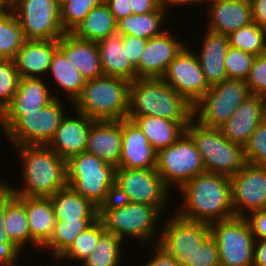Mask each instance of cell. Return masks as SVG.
Wrapping results in <instances>:
<instances>
[{
  "label": "cell",
  "mask_w": 266,
  "mask_h": 266,
  "mask_svg": "<svg viewBox=\"0 0 266 266\" xmlns=\"http://www.w3.org/2000/svg\"><path fill=\"white\" fill-rule=\"evenodd\" d=\"M169 191L155 168H116L113 198L117 200L166 209Z\"/></svg>",
  "instance_id": "obj_9"
},
{
  "label": "cell",
  "mask_w": 266,
  "mask_h": 266,
  "mask_svg": "<svg viewBox=\"0 0 266 266\" xmlns=\"http://www.w3.org/2000/svg\"><path fill=\"white\" fill-rule=\"evenodd\" d=\"M13 192L9 190L3 183L0 185V242L12 243L4 228L5 203L13 196Z\"/></svg>",
  "instance_id": "obj_50"
},
{
  "label": "cell",
  "mask_w": 266,
  "mask_h": 266,
  "mask_svg": "<svg viewBox=\"0 0 266 266\" xmlns=\"http://www.w3.org/2000/svg\"><path fill=\"white\" fill-rule=\"evenodd\" d=\"M22 251L13 243L0 242V266H16Z\"/></svg>",
  "instance_id": "obj_49"
},
{
  "label": "cell",
  "mask_w": 266,
  "mask_h": 266,
  "mask_svg": "<svg viewBox=\"0 0 266 266\" xmlns=\"http://www.w3.org/2000/svg\"><path fill=\"white\" fill-rule=\"evenodd\" d=\"M168 30L149 38L136 69L137 78H162L170 62L186 45Z\"/></svg>",
  "instance_id": "obj_18"
},
{
  "label": "cell",
  "mask_w": 266,
  "mask_h": 266,
  "mask_svg": "<svg viewBox=\"0 0 266 266\" xmlns=\"http://www.w3.org/2000/svg\"><path fill=\"white\" fill-rule=\"evenodd\" d=\"M55 98L44 108L25 113L6 133L13 147L47 145L65 117L64 104Z\"/></svg>",
  "instance_id": "obj_13"
},
{
  "label": "cell",
  "mask_w": 266,
  "mask_h": 266,
  "mask_svg": "<svg viewBox=\"0 0 266 266\" xmlns=\"http://www.w3.org/2000/svg\"><path fill=\"white\" fill-rule=\"evenodd\" d=\"M168 218L161 228L158 244L182 266L187 256L210 234V226L204 222L183 219L176 213Z\"/></svg>",
  "instance_id": "obj_16"
},
{
  "label": "cell",
  "mask_w": 266,
  "mask_h": 266,
  "mask_svg": "<svg viewBox=\"0 0 266 266\" xmlns=\"http://www.w3.org/2000/svg\"><path fill=\"white\" fill-rule=\"evenodd\" d=\"M107 5L116 22L132 14L130 0H110Z\"/></svg>",
  "instance_id": "obj_52"
},
{
  "label": "cell",
  "mask_w": 266,
  "mask_h": 266,
  "mask_svg": "<svg viewBox=\"0 0 266 266\" xmlns=\"http://www.w3.org/2000/svg\"><path fill=\"white\" fill-rule=\"evenodd\" d=\"M264 118L263 97L251 95L238 106L219 129L230 142L244 147Z\"/></svg>",
  "instance_id": "obj_21"
},
{
  "label": "cell",
  "mask_w": 266,
  "mask_h": 266,
  "mask_svg": "<svg viewBox=\"0 0 266 266\" xmlns=\"http://www.w3.org/2000/svg\"><path fill=\"white\" fill-rule=\"evenodd\" d=\"M210 226L220 266H253L255 239L244 217L216 221Z\"/></svg>",
  "instance_id": "obj_11"
},
{
  "label": "cell",
  "mask_w": 266,
  "mask_h": 266,
  "mask_svg": "<svg viewBox=\"0 0 266 266\" xmlns=\"http://www.w3.org/2000/svg\"><path fill=\"white\" fill-rule=\"evenodd\" d=\"M105 232L102 221L98 218L90 227L76 237L70 248L57 260L71 259L81 264L95 249L100 236Z\"/></svg>",
  "instance_id": "obj_39"
},
{
  "label": "cell",
  "mask_w": 266,
  "mask_h": 266,
  "mask_svg": "<svg viewBox=\"0 0 266 266\" xmlns=\"http://www.w3.org/2000/svg\"><path fill=\"white\" fill-rule=\"evenodd\" d=\"M24 205L31 234V244L42 248L52 237L56 218L49 197L16 196Z\"/></svg>",
  "instance_id": "obj_27"
},
{
  "label": "cell",
  "mask_w": 266,
  "mask_h": 266,
  "mask_svg": "<svg viewBox=\"0 0 266 266\" xmlns=\"http://www.w3.org/2000/svg\"><path fill=\"white\" fill-rule=\"evenodd\" d=\"M50 90L41 77L20 78L12 102L0 117L1 132L5 134L25 113L36 112L58 98L57 95L51 94L53 92Z\"/></svg>",
  "instance_id": "obj_17"
},
{
  "label": "cell",
  "mask_w": 266,
  "mask_h": 266,
  "mask_svg": "<svg viewBox=\"0 0 266 266\" xmlns=\"http://www.w3.org/2000/svg\"><path fill=\"white\" fill-rule=\"evenodd\" d=\"M185 45L170 62L162 79L194 106L209 90L197 55Z\"/></svg>",
  "instance_id": "obj_14"
},
{
  "label": "cell",
  "mask_w": 266,
  "mask_h": 266,
  "mask_svg": "<svg viewBox=\"0 0 266 266\" xmlns=\"http://www.w3.org/2000/svg\"><path fill=\"white\" fill-rule=\"evenodd\" d=\"M4 228L10 241L21 251L31 244V234L25 205L13 195L5 203Z\"/></svg>",
  "instance_id": "obj_33"
},
{
  "label": "cell",
  "mask_w": 266,
  "mask_h": 266,
  "mask_svg": "<svg viewBox=\"0 0 266 266\" xmlns=\"http://www.w3.org/2000/svg\"><path fill=\"white\" fill-rule=\"evenodd\" d=\"M48 73L51 74L50 76L55 80V83L61 88L60 90H63V93H66L65 95L68 94L67 98L72 100V103L81 94L86 80L68 62L59 49L55 51L52 57Z\"/></svg>",
  "instance_id": "obj_34"
},
{
  "label": "cell",
  "mask_w": 266,
  "mask_h": 266,
  "mask_svg": "<svg viewBox=\"0 0 266 266\" xmlns=\"http://www.w3.org/2000/svg\"><path fill=\"white\" fill-rule=\"evenodd\" d=\"M230 181L231 202L235 217H246L248 213L266 209L265 166L247 163L230 177Z\"/></svg>",
  "instance_id": "obj_15"
},
{
  "label": "cell",
  "mask_w": 266,
  "mask_h": 266,
  "mask_svg": "<svg viewBox=\"0 0 266 266\" xmlns=\"http://www.w3.org/2000/svg\"><path fill=\"white\" fill-rule=\"evenodd\" d=\"M25 41L21 26L9 9L0 16V59H13Z\"/></svg>",
  "instance_id": "obj_37"
},
{
  "label": "cell",
  "mask_w": 266,
  "mask_h": 266,
  "mask_svg": "<svg viewBox=\"0 0 266 266\" xmlns=\"http://www.w3.org/2000/svg\"><path fill=\"white\" fill-rule=\"evenodd\" d=\"M253 266H266V239L255 240Z\"/></svg>",
  "instance_id": "obj_54"
},
{
  "label": "cell",
  "mask_w": 266,
  "mask_h": 266,
  "mask_svg": "<svg viewBox=\"0 0 266 266\" xmlns=\"http://www.w3.org/2000/svg\"><path fill=\"white\" fill-rule=\"evenodd\" d=\"M244 218L249 223L255 240L266 239V209L251 212Z\"/></svg>",
  "instance_id": "obj_47"
},
{
  "label": "cell",
  "mask_w": 266,
  "mask_h": 266,
  "mask_svg": "<svg viewBox=\"0 0 266 266\" xmlns=\"http://www.w3.org/2000/svg\"><path fill=\"white\" fill-rule=\"evenodd\" d=\"M251 95H266V53L255 57L248 78L245 80Z\"/></svg>",
  "instance_id": "obj_45"
},
{
  "label": "cell",
  "mask_w": 266,
  "mask_h": 266,
  "mask_svg": "<svg viewBox=\"0 0 266 266\" xmlns=\"http://www.w3.org/2000/svg\"><path fill=\"white\" fill-rule=\"evenodd\" d=\"M26 40L59 39L66 32L55 0H10Z\"/></svg>",
  "instance_id": "obj_12"
},
{
  "label": "cell",
  "mask_w": 266,
  "mask_h": 266,
  "mask_svg": "<svg viewBox=\"0 0 266 266\" xmlns=\"http://www.w3.org/2000/svg\"><path fill=\"white\" fill-rule=\"evenodd\" d=\"M161 7H163L165 10H168L167 6H172V7H177V6H183V5H192L196 3H201L204 2V4H206V0H159ZM174 5V6H173Z\"/></svg>",
  "instance_id": "obj_55"
},
{
  "label": "cell",
  "mask_w": 266,
  "mask_h": 266,
  "mask_svg": "<svg viewBox=\"0 0 266 266\" xmlns=\"http://www.w3.org/2000/svg\"><path fill=\"white\" fill-rule=\"evenodd\" d=\"M67 186L100 209L113 198L116 167L82 152L66 161Z\"/></svg>",
  "instance_id": "obj_6"
},
{
  "label": "cell",
  "mask_w": 266,
  "mask_h": 266,
  "mask_svg": "<svg viewBox=\"0 0 266 266\" xmlns=\"http://www.w3.org/2000/svg\"><path fill=\"white\" fill-rule=\"evenodd\" d=\"M143 116L191 121L193 106L162 78H136L130 84L127 119Z\"/></svg>",
  "instance_id": "obj_3"
},
{
  "label": "cell",
  "mask_w": 266,
  "mask_h": 266,
  "mask_svg": "<svg viewBox=\"0 0 266 266\" xmlns=\"http://www.w3.org/2000/svg\"><path fill=\"white\" fill-rule=\"evenodd\" d=\"M68 0H55L56 5L60 8L63 6Z\"/></svg>",
  "instance_id": "obj_57"
},
{
  "label": "cell",
  "mask_w": 266,
  "mask_h": 266,
  "mask_svg": "<svg viewBox=\"0 0 266 266\" xmlns=\"http://www.w3.org/2000/svg\"><path fill=\"white\" fill-rule=\"evenodd\" d=\"M155 169L170 190L173 186L179 190L205 172L201 154L186 131L174 144L157 152Z\"/></svg>",
  "instance_id": "obj_10"
},
{
  "label": "cell",
  "mask_w": 266,
  "mask_h": 266,
  "mask_svg": "<svg viewBox=\"0 0 266 266\" xmlns=\"http://www.w3.org/2000/svg\"><path fill=\"white\" fill-rule=\"evenodd\" d=\"M58 49L86 81L103 76L96 42L82 40L72 33H65L58 39Z\"/></svg>",
  "instance_id": "obj_24"
},
{
  "label": "cell",
  "mask_w": 266,
  "mask_h": 266,
  "mask_svg": "<svg viewBox=\"0 0 266 266\" xmlns=\"http://www.w3.org/2000/svg\"><path fill=\"white\" fill-rule=\"evenodd\" d=\"M133 121L140 127L156 152L174 144L190 123V121H171L155 116L136 117Z\"/></svg>",
  "instance_id": "obj_29"
},
{
  "label": "cell",
  "mask_w": 266,
  "mask_h": 266,
  "mask_svg": "<svg viewBox=\"0 0 266 266\" xmlns=\"http://www.w3.org/2000/svg\"><path fill=\"white\" fill-rule=\"evenodd\" d=\"M205 31L200 52L195 53H197L206 81L211 87L228 79L224 59L230 45L227 35Z\"/></svg>",
  "instance_id": "obj_26"
},
{
  "label": "cell",
  "mask_w": 266,
  "mask_h": 266,
  "mask_svg": "<svg viewBox=\"0 0 266 266\" xmlns=\"http://www.w3.org/2000/svg\"><path fill=\"white\" fill-rule=\"evenodd\" d=\"M132 14H144L157 11L161 5L159 0H130Z\"/></svg>",
  "instance_id": "obj_53"
},
{
  "label": "cell",
  "mask_w": 266,
  "mask_h": 266,
  "mask_svg": "<svg viewBox=\"0 0 266 266\" xmlns=\"http://www.w3.org/2000/svg\"><path fill=\"white\" fill-rule=\"evenodd\" d=\"M99 0H68L60 7V21L63 30L71 33L85 16L96 6Z\"/></svg>",
  "instance_id": "obj_40"
},
{
  "label": "cell",
  "mask_w": 266,
  "mask_h": 266,
  "mask_svg": "<svg viewBox=\"0 0 266 266\" xmlns=\"http://www.w3.org/2000/svg\"><path fill=\"white\" fill-rule=\"evenodd\" d=\"M58 49V39L26 40L13 58L20 78H31L48 74L50 63ZM37 75V76H36Z\"/></svg>",
  "instance_id": "obj_25"
},
{
  "label": "cell",
  "mask_w": 266,
  "mask_h": 266,
  "mask_svg": "<svg viewBox=\"0 0 266 266\" xmlns=\"http://www.w3.org/2000/svg\"><path fill=\"white\" fill-rule=\"evenodd\" d=\"M209 18L207 30L229 35L253 22L249 0H206Z\"/></svg>",
  "instance_id": "obj_22"
},
{
  "label": "cell",
  "mask_w": 266,
  "mask_h": 266,
  "mask_svg": "<svg viewBox=\"0 0 266 266\" xmlns=\"http://www.w3.org/2000/svg\"><path fill=\"white\" fill-rule=\"evenodd\" d=\"M264 100V109H265V118H266V95L263 97Z\"/></svg>",
  "instance_id": "obj_58"
},
{
  "label": "cell",
  "mask_w": 266,
  "mask_h": 266,
  "mask_svg": "<svg viewBox=\"0 0 266 266\" xmlns=\"http://www.w3.org/2000/svg\"><path fill=\"white\" fill-rule=\"evenodd\" d=\"M156 156L157 152L149 144L140 127L132 120L122 119L121 158L118 167L156 168Z\"/></svg>",
  "instance_id": "obj_20"
},
{
  "label": "cell",
  "mask_w": 266,
  "mask_h": 266,
  "mask_svg": "<svg viewBox=\"0 0 266 266\" xmlns=\"http://www.w3.org/2000/svg\"><path fill=\"white\" fill-rule=\"evenodd\" d=\"M167 10L160 7L157 11L144 14H131L117 22V32L122 35L149 39L162 34L165 29L163 22ZM163 28V29H162Z\"/></svg>",
  "instance_id": "obj_32"
},
{
  "label": "cell",
  "mask_w": 266,
  "mask_h": 266,
  "mask_svg": "<svg viewBox=\"0 0 266 266\" xmlns=\"http://www.w3.org/2000/svg\"><path fill=\"white\" fill-rule=\"evenodd\" d=\"M10 9V0H0V16Z\"/></svg>",
  "instance_id": "obj_56"
},
{
  "label": "cell",
  "mask_w": 266,
  "mask_h": 266,
  "mask_svg": "<svg viewBox=\"0 0 266 266\" xmlns=\"http://www.w3.org/2000/svg\"><path fill=\"white\" fill-rule=\"evenodd\" d=\"M249 96L251 93L245 80H223L211 86L193 106V119L202 126L220 128Z\"/></svg>",
  "instance_id": "obj_8"
},
{
  "label": "cell",
  "mask_w": 266,
  "mask_h": 266,
  "mask_svg": "<svg viewBox=\"0 0 266 266\" xmlns=\"http://www.w3.org/2000/svg\"><path fill=\"white\" fill-rule=\"evenodd\" d=\"M154 245L153 254L155 256L153 255L151 260L147 261L144 266H180L163 247L158 243Z\"/></svg>",
  "instance_id": "obj_48"
},
{
  "label": "cell",
  "mask_w": 266,
  "mask_h": 266,
  "mask_svg": "<svg viewBox=\"0 0 266 266\" xmlns=\"http://www.w3.org/2000/svg\"><path fill=\"white\" fill-rule=\"evenodd\" d=\"M56 221L98 219L99 209L69 186L49 197Z\"/></svg>",
  "instance_id": "obj_30"
},
{
  "label": "cell",
  "mask_w": 266,
  "mask_h": 266,
  "mask_svg": "<svg viewBox=\"0 0 266 266\" xmlns=\"http://www.w3.org/2000/svg\"><path fill=\"white\" fill-rule=\"evenodd\" d=\"M255 57L241 49L229 46L224 59L228 79L246 80Z\"/></svg>",
  "instance_id": "obj_42"
},
{
  "label": "cell",
  "mask_w": 266,
  "mask_h": 266,
  "mask_svg": "<svg viewBox=\"0 0 266 266\" xmlns=\"http://www.w3.org/2000/svg\"><path fill=\"white\" fill-rule=\"evenodd\" d=\"M96 220L78 219L72 221H56L52 237L41 250H50L51 257L58 260L70 248L76 237L90 227Z\"/></svg>",
  "instance_id": "obj_35"
},
{
  "label": "cell",
  "mask_w": 266,
  "mask_h": 266,
  "mask_svg": "<svg viewBox=\"0 0 266 266\" xmlns=\"http://www.w3.org/2000/svg\"><path fill=\"white\" fill-rule=\"evenodd\" d=\"M121 144L122 120L95 121L88 133L86 152L118 168Z\"/></svg>",
  "instance_id": "obj_23"
},
{
  "label": "cell",
  "mask_w": 266,
  "mask_h": 266,
  "mask_svg": "<svg viewBox=\"0 0 266 266\" xmlns=\"http://www.w3.org/2000/svg\"><path fill=\"white\" fill-rule=\"evenodd\" d=\"M131 82L118 77L101 76L85 81L81 94L73 102L75 112L95 121L127 118Z\"/></svg>",
  "instance_id": "obj_5"
},
{
  "label": "cell",
  "mask_w": 266,
  "mask_h": 266,
  "mask_svg": "<svg viewBox=\"0 0 266 266\" xmlns=\"http://www.w3.org/2000/svg\"><path fill=\"white\" fill-rule=\"evenodd\" d=\"M20 154L23 186L16 188L2 183L15 196L51 197L67 186L66 160L46 145L16 146Z\"/></svg>",
  "instance_id": "obj_2"
},
{
  "label": "cell",
  "mask_w": 266,
  "mask_h": 266,
  "mask_svg": "<svg viewBox=\"0 0 266 266\" xmlns=\"http://www.w3.org/2000/svg\"><path fill=\"white\" fill-rule=\"evenodd\" d=\"M183 205L175 212L183 219L211 224L235 217L230 177L203 172L180 189Z\"/></svg>",
  "instance_id": "obj_1"
},
{
  "label": "cell",
  "mask_w": 266,
  "mask_h": 266,
  "mask_svg": "<svg viewBox=\"0 0 266 266\" xmlns=\"http://www.w3.org/2000/svg\"><path fill=\"white\" fill-rule=\"evenodd\" d=\"M244 155L248 164L266 167V118L258 124L244 146Z\"/></svg>",
  "instance_id": "obj_43"
},
{
  "label": "cell",
  "mask_w": 266,
  "mask_h": 266,
  "mask_svg": "<svg viewBox=\"0 0 266 266\" xmlns=\"http://www.w3.org/2000/svg\"><path fill=\"white\" fill-rule=\"evenodd\" d=\"M182 266H220L218 247L214 237L209 234L200 245L187 256Z\"/></svg>",
  "instance_id": "obj_44"
},
{
  "label": "cell",
  "mask_w": 266,
  "mask_h": 266,
  "mask_svg": "<svg viewBox=\"0 0 266 266\" xmlns=\"http://www.w3.org/2000/svg\"><path fill=\"white\" fill-rule=\"evenodd\" d=\"M228 39L231 47L254 56L266 53V31L255 22L230 33Z\"/></svg>",
  "instance_id": "obj_38"
},
{
  "label": "cell",
  "mask_w": 266,
  "mask_h": 266,
  "mask_svg": "<svg viewBox=\"0 0 266 266\" xmlns=\"http://www.w3.org/2000/svg\"><path fill=\"white\" fill-rule=\"evenodd\" d=\"M74 113L77 114L76 117L65 115L46 145L66 161L74 155L86 152L88 133L95 122L85 114Z\"/></svg>",
  "instance_id": "obj_19"
},
{
  "label": "cell",
  "mask_w": 266,
  "mask_h": 266,
  "mask_svg": "<svg viewBox=\"0 0 266 266\" xmlns=\"http://www.w3.org/2000/svg\"><path fill=\"white\" fill-rule=\"evenodd\" d=\"M252 19L260 28L266 31V0H249Z\"/></svg>",
  "instance_id": "obj_51"
},
{
  "label": "cell",
  "mask_w": 266,
  "mask_h": 266,
  "mask_svg": "<svg viewBox=\"0 0 266 266\" xmlns=\"http://www.w3.org/2000/svg\"><path fill=\"white\" fill-rule=\"evenodd\" d=\"M164 211V208L112 198L99 209L98 218L102 221L105 231L119 236L123 241L126 236L138 240L141 245L152 243L154 246L160 239L161 230H155Z\"/></svg>",
  "instance_id": "obj_4"
},
{
  "label": "cell",
  "mask_w": 266,
  "mask_h": 266,
  "mask_svg": "<svg viewBox=\"0 0 266 266\" xmlns=\"http://www.w3.org/2000/svg\"><path fill=\"white\" fill-rule=\"evenodd\" d=\"M101 4H107L110 0H99Z\"/></svg>",
  "instance_id": "obj_59"
},
{
  "label": "cell",
  "mask_w": 266,
  "mask_h": 266,
  "mask_svg": "<svg viewBox=\"0 0 266 266\" xmlns=\"http://www.w3.org/2000/svg\"><path fill=\"white\" fill-rule=\"evenodd\" d=\"M186 132L201 154L205 172L232 177L247 164L244 147L230 142L219 128L205 127L192 119Z\"/></svg>",
  "instance_id": "obj_7"
},
{
  "label": "cell",
  "mask_w": 266,
  "mask_h": 266,
  "mask_svg": "<svg viewBox=\"0 0 266 266\" xmlns=\"http://www.w3.org/2000/svg\"><path fill=\"white\" fill-rule=\"evenodd\" d=\"M123 240L105 231L99 238L94 251L80 266H120Z\"/></svg>",
  "instance_id": "obj_36"
},
{
  "label": "cell",
  "mask_w": 266,
  "mask_h": 266,
  "mask_svg": "<svg viewBox=\"0 0 266 266\" xmlns=\"http://www.w3.org/2000/svg\"><path fill=\"white\" fill-rule=\"evenodd\" d=\"M100 65L105 76L118 77L129 82L137 78L136 69L130 64L123 35L115 33L97 43Z\"/></svg>",
  "instance_id": "obj_28"
},
{
  "label": "cell",
  "mask_w": 266,
  "mask_h": 266,
  "mask_svg": "<svg viewBox=\"0 0 266 266\" xmlns=\"http://www.w3.org/2000/svg\"><path fill=\"white\" fill-rule=\"evenodd\" d=\"M20 81L13 59H0V117L12 102Z\"/></svg>",
  "instance_id": "obj_41"
},
{
  "label": "cell",
  "mask_w": 266,
  "mask_h": 266,
  "mask_svg": "<svg viewBox=\"0 0 266 266\" xmlns=\"http://www.w3.org/2000/svg\"><path fill=\"white\" fill-rule=\"evenodd\" d=\"M148 39L136 36L123 35V45L126 48L127 57L130 64L136 68L139 64L142 52L146 48Z\"/></svg>",
  "instance_id": "obj_46"
},
{
  "label": "cell",
  "mask_w": 266,
  "mask_h": 266,
  "mask_svg": "<svg viewBox=\"0 0 266 266\" xmlns=\"http://www.w3.org/2000/svg\"><path fill=\"white\" fill-rule=\"evenodd\" d=\"M76 38L96 42L117 33V22L107 4L94 7L71 32Z\"/></svg>",
  "instance_id": "obj_31"
}]
</instances>
